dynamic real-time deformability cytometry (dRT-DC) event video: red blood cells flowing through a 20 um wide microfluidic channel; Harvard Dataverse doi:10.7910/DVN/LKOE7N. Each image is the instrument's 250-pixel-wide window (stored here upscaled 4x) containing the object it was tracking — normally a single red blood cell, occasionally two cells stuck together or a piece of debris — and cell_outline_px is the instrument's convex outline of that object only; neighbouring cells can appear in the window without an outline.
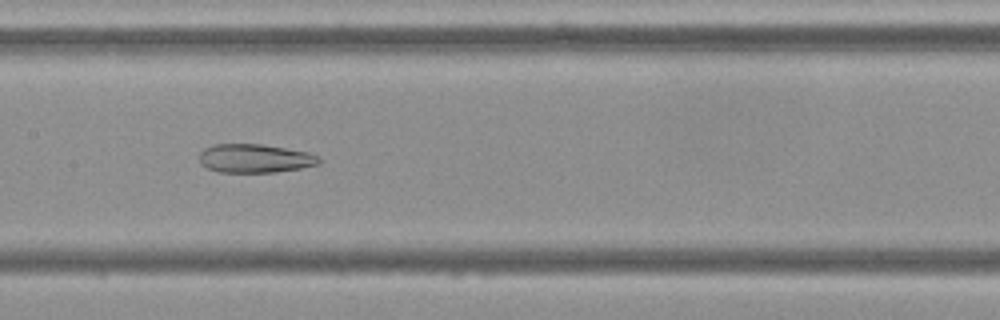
{"species": "Egyptian fruit bat (a non-hibernating species)", "species_latin": "Rousettus aegyptiacus", "temperature_condition": "cold", "stored_images_in_passage": 42, "camera_frame_rate_fps": 3000, "um_per_image_px": 0.085, "frame": {"image": 1, "passage_image": 19, "time_ms": 6.0, "image_size_px": [1000, 320], "cell_outline_px": [[320, 164], [300, 168], [276, 172], [216, 172], [200, 164], [200, 152], [204, 148], [212, 144], [260, 144], [308, 152], [320, 156]], "centroid_in_image_um": [21.65, 13.46], "position_along_channel_um": 185.7, "area_um2": 20.06}}
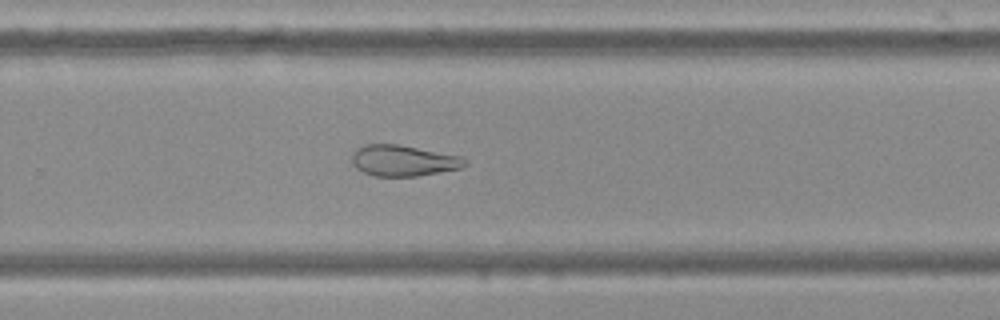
{"frame": {"image": 2, "passage_image": 28, "time_ms": 9.0, "image_size_px": [1000, 320], "cell_outline_px": [[468, 164], [460, 168], [416, 176], [376, 176], [364, 172], [356, 168], [352, 164], [352, 152], [356, 148], [364, 144], [400, 144], [460, 156], [468, 160]], "centroid_in_image_um": [34.26, 13.64], "position_along_channel_um": 295.5, "area_um2": 20.46}}
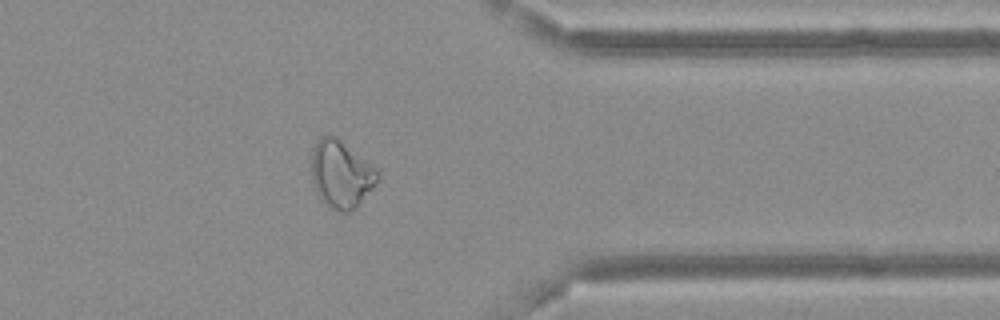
{"frame": {"image": 3, "passage_image": 36, "time_ms": 11.667, "image_size_px": [1000, 320], "cell_outline_px": [[380, 176], [372, 188], [360, 204], [356, 208], [348, 212], [340, 212], [324, 204], [320, 200], [316, 192], [312, 176], [312, 152], [320, 136], [336, 136], [376, 168], [380, 172]], "centroid_in_image_um": [29.0, 14.83], "position_along_channel_um": 382.4, "area_um2": 25.84}, "authors_computed_cell_mechanics": {"area_um2": 23.8425, "velocity_mm_per_s": 3.6715, "shape_relaxation_time_tau1_ms": null, "shape_relaxation_time_tau2_ms": 5.2251, "deformation_change_tau1": null, "deformation_change_tau2": 0.1377}}